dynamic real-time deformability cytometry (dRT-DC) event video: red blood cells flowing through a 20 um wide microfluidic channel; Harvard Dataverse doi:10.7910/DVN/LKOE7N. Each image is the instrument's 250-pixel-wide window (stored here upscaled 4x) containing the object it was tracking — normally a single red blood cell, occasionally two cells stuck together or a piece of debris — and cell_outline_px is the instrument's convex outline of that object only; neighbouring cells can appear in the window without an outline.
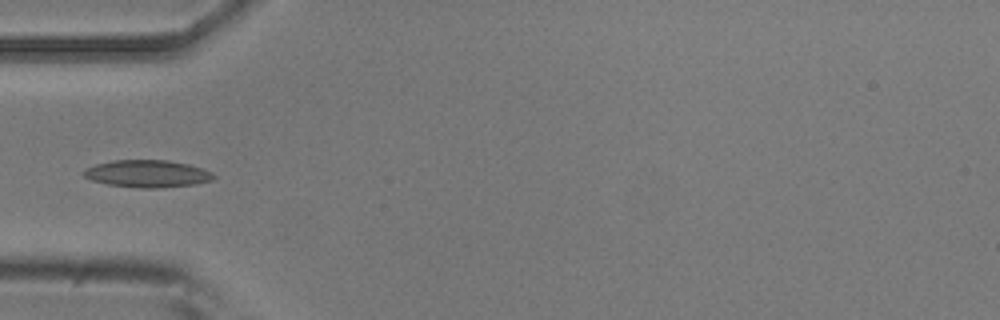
{"species": "common noctule bat (a hibernating species)", "species_latin": "Nyctalus noctula", "temperature_condition": "room temperature", "stored_images_in_passage": 5, "camera_frame_rate_fps": 3000, "um_per_image_px": 0.085, "animal": {"sex": "male", "body_mass_g": 20.5, "forearm_length_mm": 52.5}, "frame": {"image": 1, "passage_image": 4, "time_ms": 4.333, "image_size_px": [1000, 320], "cell_outline_px": [[216, 176], [212, 180], [196, 184], [156, 188], [140, 188], [108, 184], [92, 180], [84, 176], [84, 168], [96, 164], [112, 160], [168, 160], [188, 164], [204, 168], [212, 172]], "centroid_in_image_um": [12.55, 14.76], "position_along_channel_um": 72.4, "area_um2": 20.69}}
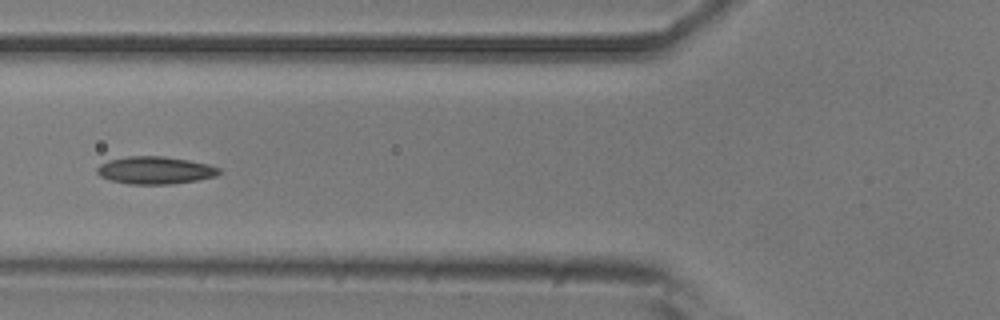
{"frame": {"image": 2, "passage_image": 5, "time_ms": 5.333, "image_size_px": [1000, 320], "cell_outline_px": [[224, 172], [216, 176], [196, 180], [168, 184], [128, 184], [112, 180], [100, 176], [96, 172], [96, 168], [100, 164], [108, 160], [128, 156], [164, 156], [188, 160], [208, 164], [220, 168]], "centroid_in_image_um": [13.2, 14.47], "position_along_channel_um": 112.6, "area_um2": 19.59}}